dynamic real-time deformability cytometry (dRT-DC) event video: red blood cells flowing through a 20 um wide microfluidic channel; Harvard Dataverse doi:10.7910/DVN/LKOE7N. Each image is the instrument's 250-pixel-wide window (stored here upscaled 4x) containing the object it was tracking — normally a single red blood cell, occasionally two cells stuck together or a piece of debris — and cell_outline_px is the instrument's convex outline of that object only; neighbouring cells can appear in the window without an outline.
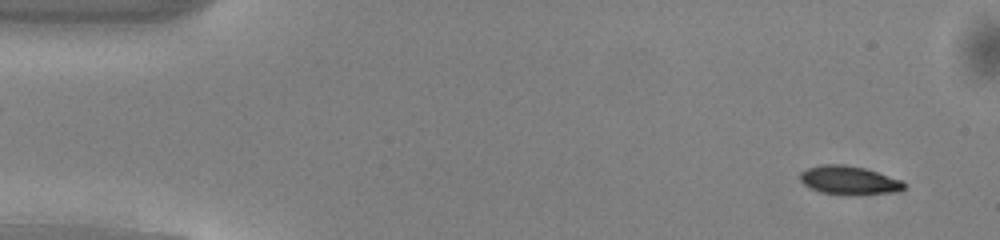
{"species": "common noctule bat (a hibernating species)", "species_latin": "Nyctalus noctula", "temperature_condition": "warm", "stored_images_in_passage": 50, "camera_frame_rate_fps": 3000, "um_per_image_px": 0.085, "animal": {"sex": "male", "body_mass_g": 13.0, "forearm_length_mm": 53.1}, "frame": {"image": 1, "passage_image": 3, "time_ms": 0.667, "image_size_px": [1000, 240], "cell_outline_px": [[904, 188], [892, 192], [852, 196], [848, 196], [820, 192], [804, 184], [800, 180], [800, 172], [808, 168], [820, 164], [844, 164], [864, 168], [900, 180], [904, 184]], "centroid_in_image_um": [72.11, 15.33], "position_along_channel_um": 12.9, "area_um2": 17.28}}
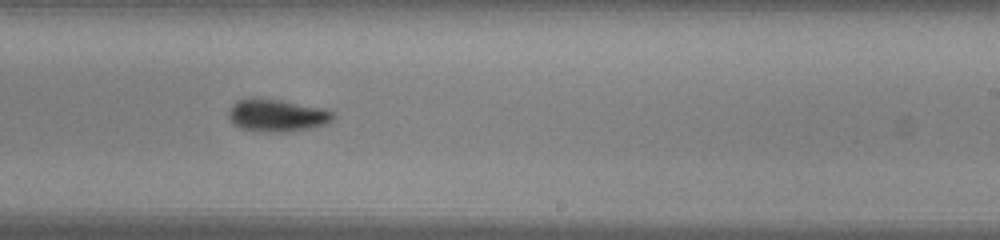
{"frame": {"image": 2, "passage_image": 30, "time_ms": 9.667, "image_size_px": [1000, 240], "cell_outline_px": [[332, 120], [328, 124], [288, 132], [268, 132], [240, 128], [228, 116], [228, 108], [236, 100], [248, 96], [252, 96], [280, 100], [324, 108], [332, 112]], "centroid_in_image_um": [23.49, 9.78], "position_along_channel_um": 265.5, "area_um2": 19.94}}
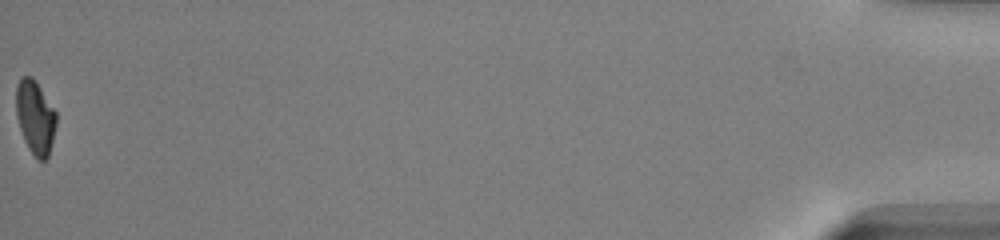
{"frame": {"image": 3, "passage_image": 50, "time_ms": 16.333, "image_size_px": [1000, 240], "cell_outline_px": [[56, 124], [48, 156], [44, 160], [36, 160], [28, 148], [24, 140], [16, 116], [16, 84], [20, 76], [32, 76], [56, 112]], "centroid_in_image_um": [2.97, 9.96], "position_along_channel_um": 432.2, "area_um2": 17.17}, "authors_computed_cell_mechanics": {"area_um2": 18.2648, "velocity_mm_per_s": 4.1093, "shape_relaxation_time_tau1_ms": 2.1046, "shape_relaxation_time_tau2_ms": 5.1376, "deformation_change_tau1": 0.1336, "deformation_change_tau2": 0.0764}}